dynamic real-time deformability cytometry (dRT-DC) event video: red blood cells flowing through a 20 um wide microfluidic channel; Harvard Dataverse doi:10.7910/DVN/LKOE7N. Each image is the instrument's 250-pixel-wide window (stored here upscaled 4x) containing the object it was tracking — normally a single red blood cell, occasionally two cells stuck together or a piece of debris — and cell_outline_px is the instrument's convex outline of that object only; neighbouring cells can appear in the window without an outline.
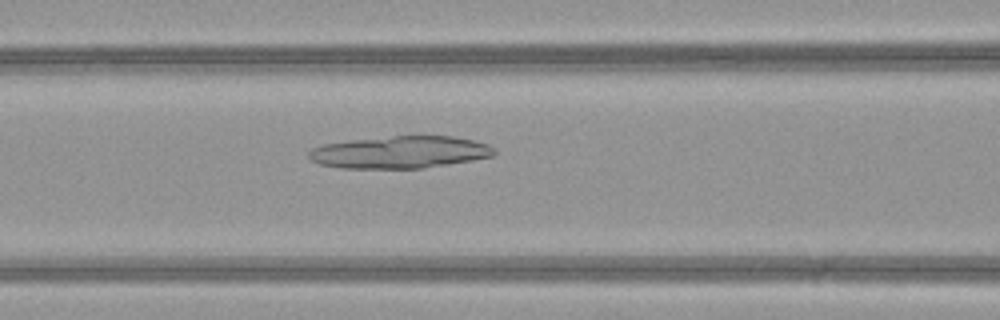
{"species": "common noctule bat (a hibernating species)", "species_latin": "Nyctalus noctula", "temperature_condition": "warm", "stored_images_in_passage": 30, "camera_frame_rate_fps": 3000, "um_per_image_px": 0.085, "animal": {"sex": "female", "body_mass_g": 21.9}, "frame": {"image": 1, "passage_image": 11, "time_ms": 3.333, "image_size_px": [1000, 320], "cell_outline_px": [[496, 152], [492, 156], [472, 160], [448, 164], [420, 168], [340, 168], [320, 164], [312, 160], [308, 156], [308, 152], [312, 148], [324, 144], [352, 140], [392, 136], [452, 136], [472, 140], [488, 144], [496, 148]], "centroid_in_image_um": [34.01, 12.93], "position_along_channel_um": 132.6, "area_um2": 34.62}}
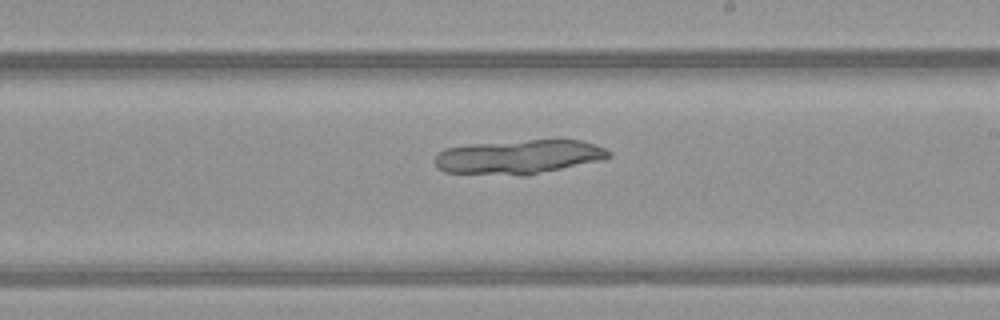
{"frame": {"image": 2, "passage_image": 19, "time_ms": 6.0, "image_size_px": [1000, 320], "cell_outline_px": [[612, 156], [604, 160], [528, 176], [520, 176], [444, 172], [436, 168], [432, 160], [444, 148], [472, 144], [528, 140], [580, 140], [604, 148], [612, 152]], "centroid_in_image_um": [44.09, 13.36], "position_along_channel_um": 244.9, "area_um2": 35.08}}
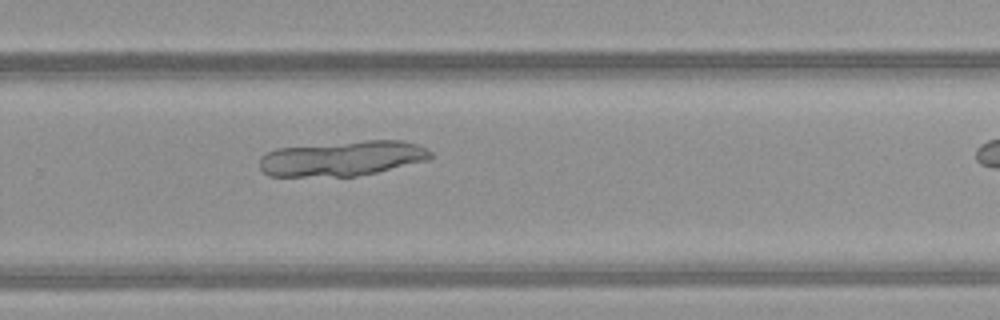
{"frame": {"image": 3, "passage_image": 23, "time_ms": 7.333, "image_size_px": [1000, 320], "cell_outline_px": [[432, 156], [428, 160], [376, 172], [356, 176], [268, 176], [260, 168], [260, 156], [276, 148], [364, 140], [404, 140], [416, 144], [432, 152]], "centroid_in_image_um": [29.09, 13.46], "position_along_channel_um": 300.7, "area_um2": 34.91}}